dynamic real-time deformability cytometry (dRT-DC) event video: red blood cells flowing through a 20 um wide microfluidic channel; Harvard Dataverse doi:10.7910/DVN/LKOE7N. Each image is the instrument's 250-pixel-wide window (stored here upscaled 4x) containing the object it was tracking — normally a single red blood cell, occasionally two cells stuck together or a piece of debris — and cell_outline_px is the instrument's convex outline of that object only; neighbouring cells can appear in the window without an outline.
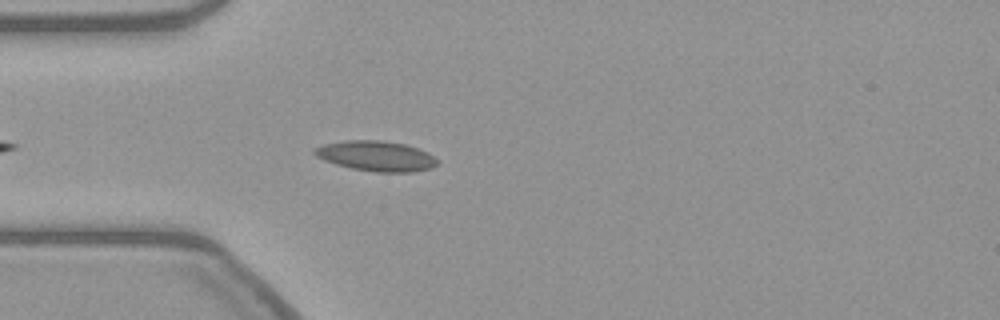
{"species": "common noctule bat (a hibernating species)", "species_latin": "Nyctalus noctula", "temperature_condition": "warm", "stored_images_in_passage": 29, "camera_frame_rate_fps": 3000, "um_per_image_px": 0.085, "animal": {"sex": "female", "body_mass_g": 21.9}, "frame": {"image": 1, "passage_image": 5, "time_ms": 1.333, "image_size_px": [1000, 320], "cell_outline_px": [[440, 160], [432, 168], [412, 172], [376, 172], [352, 168], [336, 164], [324, 160], [316, 156], [312, 152], [312, 148], [324, 144], [344, 140], [380, 140], [404, 144], [428, 152]], "centroid_in_image_um": [31.97, 13.26], "position_along_channel_um": 53.0, "area_um2": 21.68}}
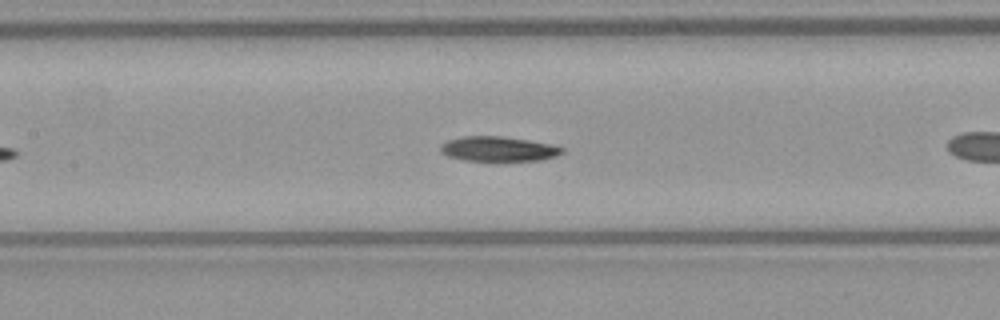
{"frame": {"image": 2, "passage_image": 11, "time_ms": 3.333, "image_size_px": [1000, 320], "cell_outline_px": [[564, 152], [556, 156], [544, 160], [504, 164], [488, 164], [460, 160], [448, 156], [440, 152], [440, 144], [448, 140], [460, 136], [500, 136], [528, 140], [552, 144], [564, 148]], "centroid_in_image_um": [42.35, 12.73], "position_along_channel_um": 165.0, "area_um2": 19.07}}
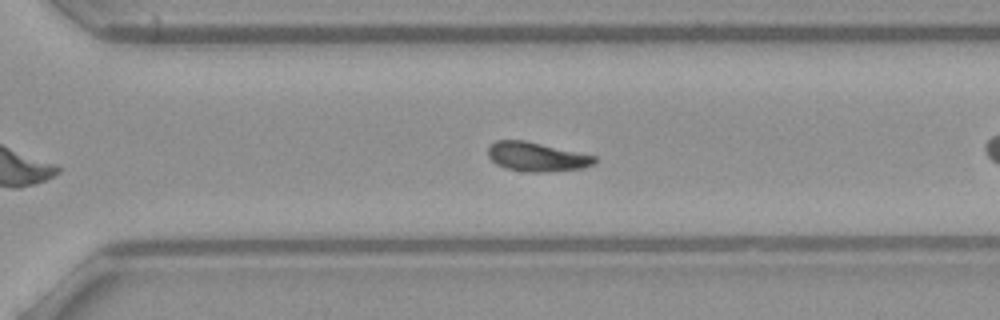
{"frame": {"image": 3, "passage_image": 24, "time_ms": 7.667, "image_size_px": [1000, 320], "cell_outline_px": [[596, 164], [584, 168], [548, 172], [524, 172], [504, 168], [496, 164], [488, 156], [488, 148], [496, 140], [524, 140], [596, 156]], "centroid_in_image_um": [45.63, 13.34], "position_along_channel_um": 325.0, "area_um2": 18.21}}